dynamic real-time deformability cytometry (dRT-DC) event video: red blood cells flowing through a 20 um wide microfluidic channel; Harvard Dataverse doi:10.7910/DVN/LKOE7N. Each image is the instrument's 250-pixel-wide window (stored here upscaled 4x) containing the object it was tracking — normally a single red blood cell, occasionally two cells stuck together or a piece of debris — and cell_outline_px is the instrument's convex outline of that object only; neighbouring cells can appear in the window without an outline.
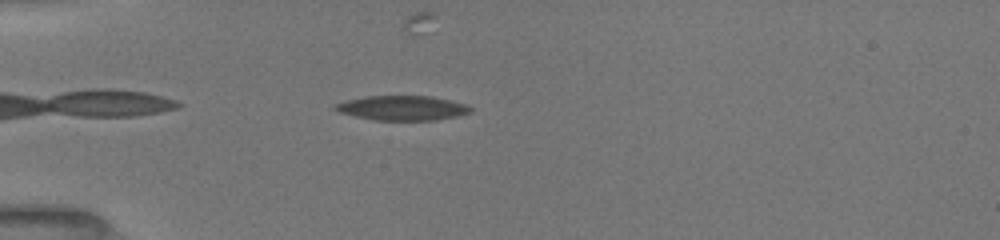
{"species": "common noctule bat (a hibernating species)", "species_latin": "Nyctalus noctula", "temperature_condition": "room temperature", "stored_images_in_passage": 40, "camera_frame_rate_fps": 3000, "um_per_image_px": 0.085, "animal": {"sex": "female", "body_mass_g": 19.5, "forearm_length_mm": 54.1}, "frame": {"image": 1, "passage_image": 3, "time_ms": 0.667, "image_size_px": [1000, 240], "cell_outline_px": [[472, 108], [468, 112], [456, 116], [436, 120], [376, 120], [356, 116], [340, 112], [332, 108], [332, 104], [348, 100], [368, 96], [428, 96], [448, 100], [464, 104]], "centroid_in_image_um": [34.14, 9.18], "position_along_channel_um": 50.9, "area_um2": 19.07}}
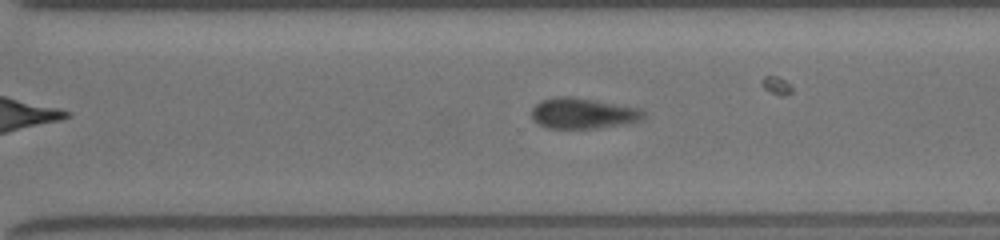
{"frame": {"image": 2, "passage_image": 25, "time_ms": 8.0, "image_size_px": [1000, 240], "cell_outline_px": [[648, 116], [640, 120], [624, 124], [596, 128], [544, 128], [532, 120], [532, 108], [540, 100], [556, 96], [572, 96], [596, 100], [640, 108]], "centroid_in_image_um": [49.53, 9.62], "position_along_channel_um": 321.1, "area_um2": 20.29}}
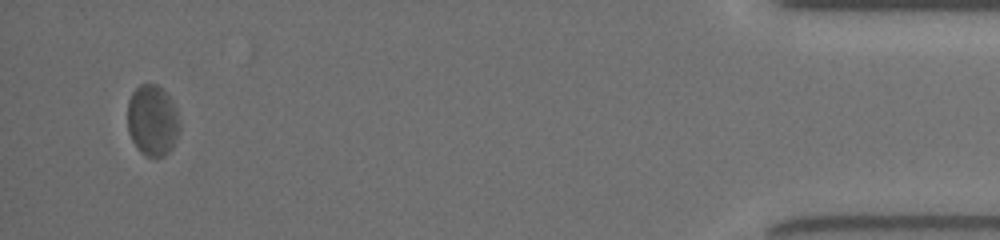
{"frame": {"image": 3, "passage_image": 38, "time_ms": 12.333, "image_size_px": [1000, 240], "cell_outline_px": [[180, 128], [176, 140], [172, 148], [164, 156], [148, 156], [140, 152], [132, 140], [128, 132], [128, 100], [132, 92], [140, 84], [156, 84], [172, 100], [180, 120]], "centroid_in_image_um": [12.96, 10.24], "position_along_channel_um": 422.2, "area_um2": 21.56}, "authors_computed_cell_mechanics": {"area_um2": 20.4612, "velocity_mm_per_s": 3.9469, "shape_relaxation_time_tau1_ms": 2.5338, "shape_relaxation_time_tau2_ms": 3.4572, "deformation_change_tau1": 0.1003, "deformation_change_tau2": 0.0919}}